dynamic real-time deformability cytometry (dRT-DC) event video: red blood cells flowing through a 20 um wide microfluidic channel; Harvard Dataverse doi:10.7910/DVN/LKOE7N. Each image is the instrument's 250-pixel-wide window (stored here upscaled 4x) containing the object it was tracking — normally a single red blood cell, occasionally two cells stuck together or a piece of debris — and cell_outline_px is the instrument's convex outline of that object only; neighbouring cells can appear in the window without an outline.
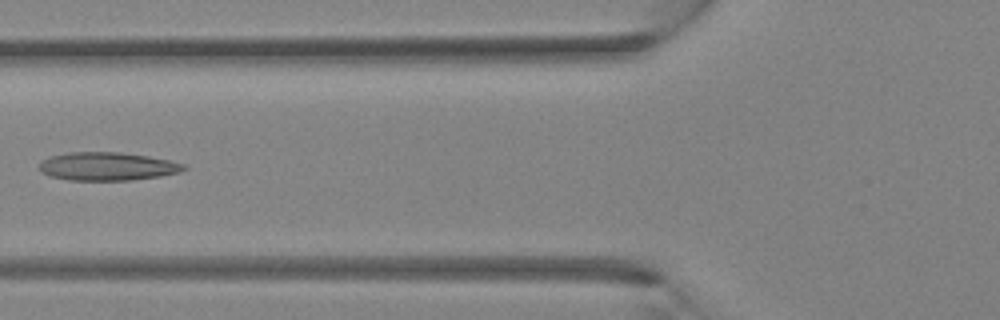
{"species": "Egyptian fruit bat (a non-hibernating species)", "species_latin": "Rousettus aegyptiacus", "temperature_condition": "room temperature", "stored_images_in_passage": 40, "camera_frame_rate_fps": 3000, "um_per_image_px": 0.085, "animal": {"sex": "female"}, "frame": {"image": 1, "passage_image": 16, "time_ms": 5.0, "image_size_px": [1000, 320], "cell_outline_px": [[188, 168], [180, 172], [160, 176], [132, 180], [68, 180], [52, 176], [40, 172], [40, 164], [44, 160], [52, 156], [68, 152], [120, 152], [148, 156], [168, 160], [184, 164]], "centroid_in_image_um": [9.15, 14.14], "position_along_channel_um": 116.6, "area_um2": 23.64}}
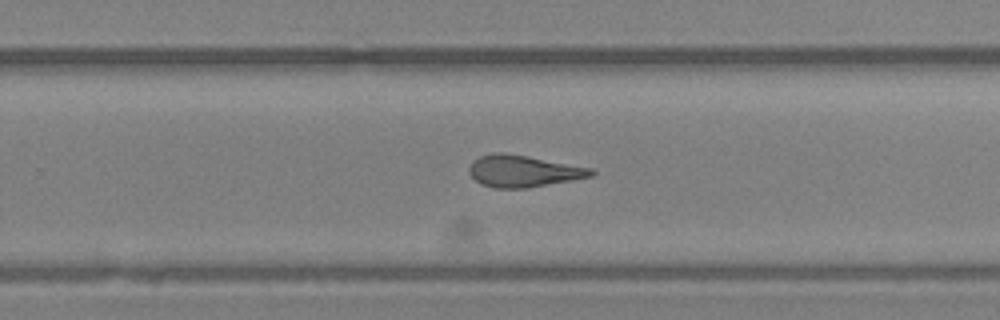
{"frame": {"image": 2, "passage_image": 26, "time_ms": 8.333, "image_size_px": [1000, 320], "cell_outline_px": [[596, 172], [592, 176], [572, 180], [528, 188], [496, 188], [480, 184], [468, 172], [468, 168], [472, 160], [480, 156], [496, 152], [504, 152], [592, 168]], "centroid_in_image_um": [44.45, 14.54], "position_along_channel_um": 285.4, "area_um2": 22.54}}
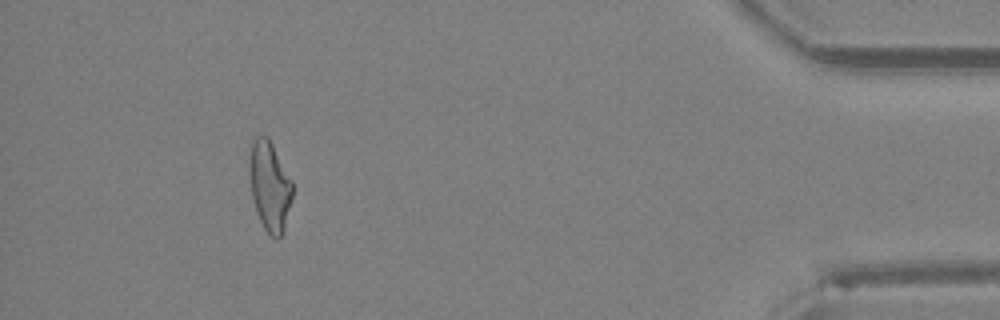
{"frame": {"image": 3, "passage_image": 37, "time_ms": 12.0, "image_size_px": [1000, 320], "cell_outline_px": [[292, 196], [284, 232], [276, 240], [264, 228], [256, 212], [252, 200], [248, 172], [248, 160], [252, 140], [256, 136], [268, 136], [292, 180]], "centroid_in_image_um": [22.9, 15.8], "position_along_channel_um": 412.3, "area_um2": 22.83}}